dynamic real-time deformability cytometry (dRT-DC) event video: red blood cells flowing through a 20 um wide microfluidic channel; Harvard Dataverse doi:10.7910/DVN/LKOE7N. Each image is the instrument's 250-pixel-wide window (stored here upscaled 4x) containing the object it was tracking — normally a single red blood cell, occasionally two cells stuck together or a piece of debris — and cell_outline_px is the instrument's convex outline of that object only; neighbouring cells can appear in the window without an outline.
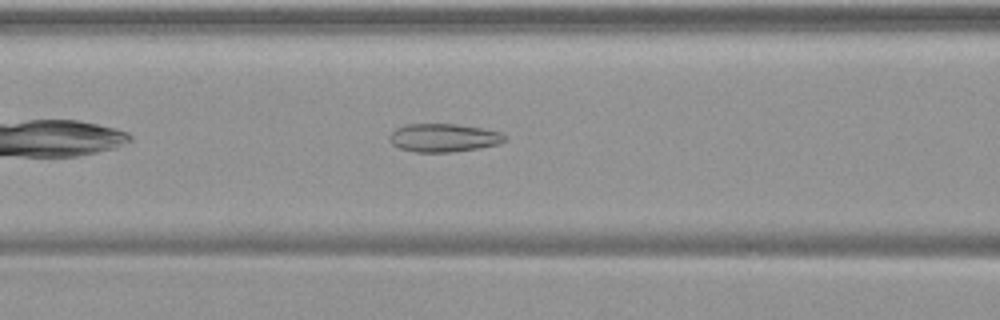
{"species": "common noctule bat (a hibernating species)", "species_latin": "Nyctalus noctula", "temperature_condition": "warm", "stored_images_in_passage": 39, "camera_frame_rate_fps": 3000, "um_per_image_px": 0.085, "animal": {"sex": "female", "body_mass_g": 19.9}, "frame": {"image": 1, "passage_image": 8, "time_ms": 2.333, "image_size_px": [1000, 320], "cell_outline_px": [[508, 136], [500, 144], [480, 148], [452, 152], [416, 152], [400, 148], [392, 144], [388, 140], [388, 136], [396, 128], [404, 124], [456, 124], [484, 128], [504, 132]], "centroid_in_image_um": [37.74, 11.7], "position_along_channel_um": 128.9, "area_um2": 19.31}}
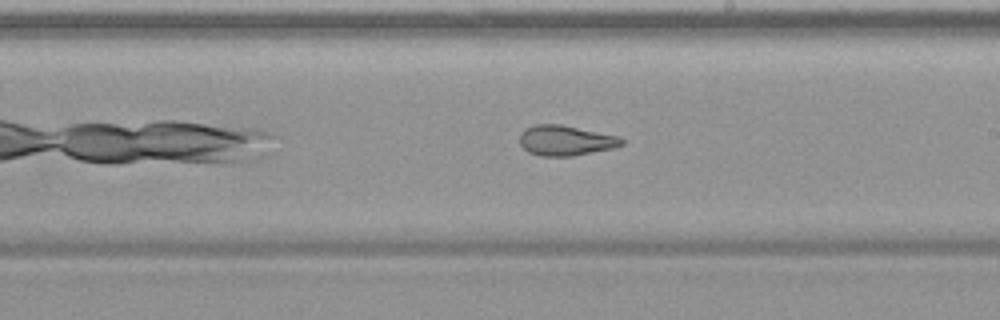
{"frame": {"image": 2, "passage_image": 17, "time_ms": 5.333, "image_size_px": [1000, 320], "cell_outline_px": [[624, 144], [612, 148], [572, 156], [540, 156], [528, 152], [520, 144], [520, 132], [524, 128], [536, 124], [560, 124], [620, 136], [624, 140]], "centroid_in_image_um": [48.06, 11.93], "position_along_channel_um": 240.9, "area_um2": 18.03}}
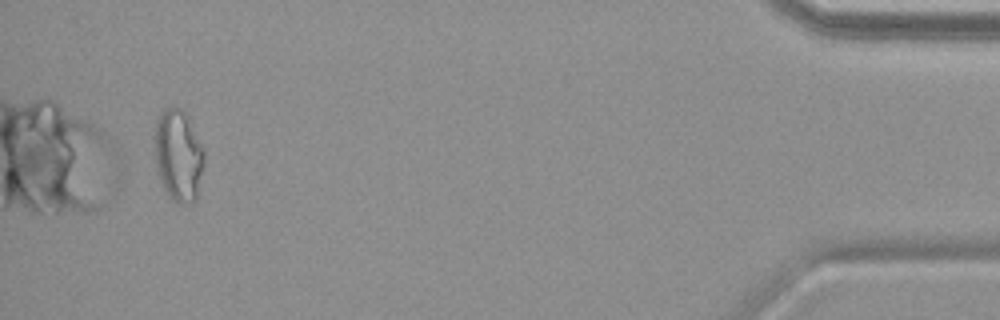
{"frame": {"image": 3, "passage_image": 37, "time_ms": 12.0, "image_size_px": [1000, 320], "cell_outline_px": [[204, 164], [196, 200], [188, 204], [176, 204], [168, 196], [160, 180], [156, 168], [152, 144], [152, 136], [156, 116], [164, 108], [172, 104], [188, 112], [204, 148]], "centroid_in_image_um": [15.13, 13.12], "position_along_channel_um": 420.1, "area_um2": 28.09}, "authors_computed_cell_mechanics": {"area_um2": 19.8254, "velocity_mm_per_s": 3.7418, "shape_relaxation_time_tau1_ms": null, "shape_relaxation_time_tau2_ms": 1.5911, "deformation_change_tau1": null, "deformation_change_tau2": 0.0941}}